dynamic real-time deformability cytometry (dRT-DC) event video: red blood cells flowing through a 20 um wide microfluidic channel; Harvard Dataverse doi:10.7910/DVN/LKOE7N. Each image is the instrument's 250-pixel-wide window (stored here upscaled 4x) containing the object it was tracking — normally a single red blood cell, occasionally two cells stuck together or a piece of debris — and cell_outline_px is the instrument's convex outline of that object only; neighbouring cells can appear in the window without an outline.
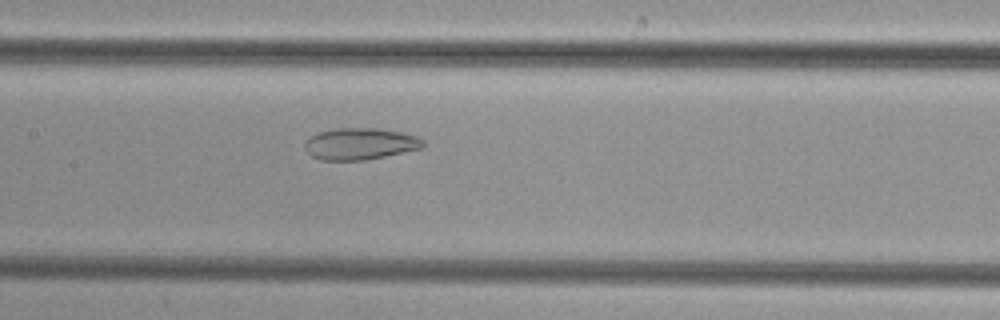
{"species": "common noctule bat (a hibernating species)", "species_latin": "Nyctalus noctula", "temperature_condition": "cold", "stored_images_in_passage": 47, "camera_frame_rate_fps": 3000, "um_per_image_px": 0.085, "animal": {"sex": "female", "body_mass_g": 29.2, "forearm_length_mm": 56.3}, "frame": {"image": 1, "passage_image": 21, "time_ms": 6.667, "image_size_px": [1000, 320], "cell_outline_px": [[424, 148], [364, 160], [320, 160], [312, 156], [304, 148], [304, 144], [316, 132], [336, 128], [380, 128], [400, 132], [416, 136], [424, 140]], "centroid_in_image_um": [30.61, 12.22], "position_along_channel_um": 176.8, "area_um2": 21.85}}
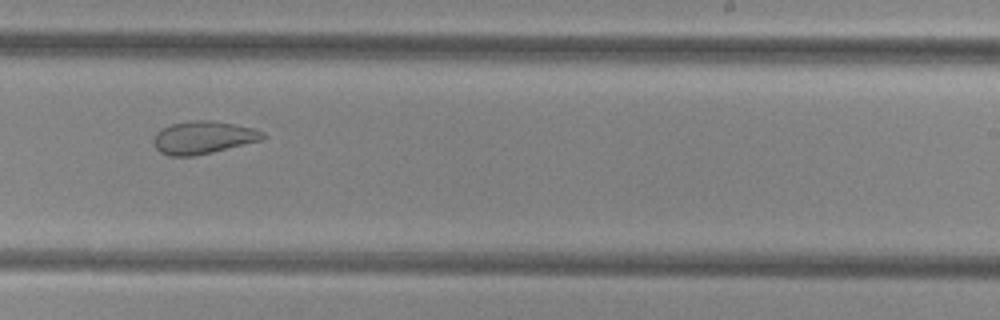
{"frame": {"image": 2, "passage_image": 28, "time_ms": 9.0, "image_size_px": [1000, 320], "cell_outline_px": [[268, 136], [264, 140], [212, 152], [192, 156], [168, 156], [160, 152], [156, 148], [152, 140], [156, 132], [160, 128], [172, 124], [196, 120], [212, 120], [236, 124], [256, 128], [264, 132]], "centroid_in_image_um": [17.31, 11.68], "position_along_channel_um": 271.7, "area_um2": 21.15}}
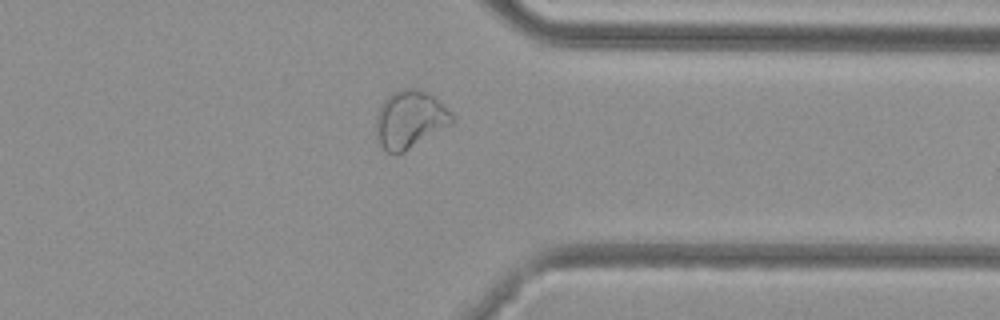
{"frame": {"image": 3, "passage_image": 36, "time_ms": 11.667, "image_size_px": [1000, 320], "cell_outline_px": [[456, 120], [452, 124], [404, 152], [388, 152], [384, 148], [376, 136], [376, 116], [380, 104], [392, 92], [400, 88], [420, 88], [428, 92], [452, 112], [456, 116]], "centroid_in_image_um": [34.87, 10.11], "position_along_channel_um": 376.5, "area_um2": 25.72}}